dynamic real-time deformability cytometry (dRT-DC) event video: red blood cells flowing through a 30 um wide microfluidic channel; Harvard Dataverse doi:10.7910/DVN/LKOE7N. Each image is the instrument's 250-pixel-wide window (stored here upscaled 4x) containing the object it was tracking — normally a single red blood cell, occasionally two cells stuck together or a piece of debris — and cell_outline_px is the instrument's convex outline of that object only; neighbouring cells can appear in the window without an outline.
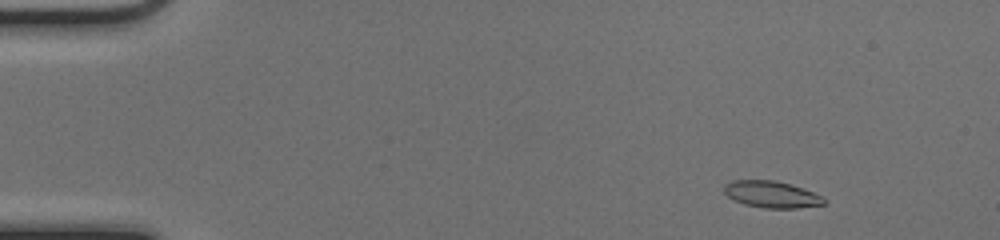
{"species": "common noctule bat (a hibernating species)", "species_latin": "Nyctalus noctula", "temperature_condition": "cold", "stored_images_in_passage": 48, "camera_frame_rate_fps": 3000, "um_per_image_px": 0.085, "animal": {"sex": "female", "body_mass_g": 17.0, "forearm_length_mm": 48.0}, "frame": {"image": 1, "passage_image": 3, "time_ms": 0.667, "image_size_px": [1000, 240], "cell_outline_px": [[824, 204], [796, 208], [764, 208], [744, 204], [728, 196], [724, 192], [724, 184], [732, 180], [776, 180], [824, 196]], "centroid_in_image_um": [65.55, 16.52], "position_along_channel_um": 19.4, "area_um2": 15.32}}
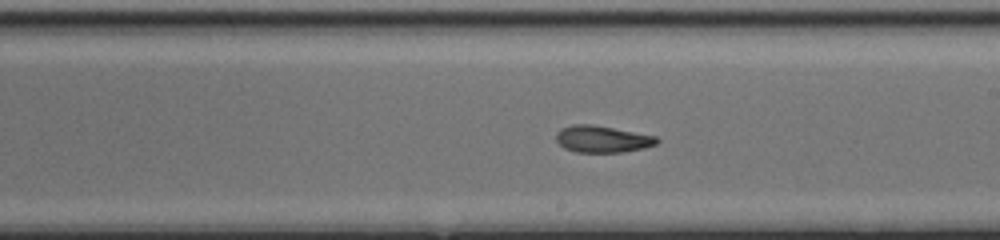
{"frame": {"image": 2, "passage_image": 27, "time_ms": 8.667, "image_size_px": [1000, 240], "cell_outline_px": [[660, 140], [656, 144], [644, 148], [620, 152], [576, 152], [564, 148], [556, 140], [556, 132], [560, 128], [572, 124], [592, 124], [656, 136]], "centroid_in_image_um": [51.17, 11.81], "position_along_channel_um": 237.8, "area_um2": 15.72}}
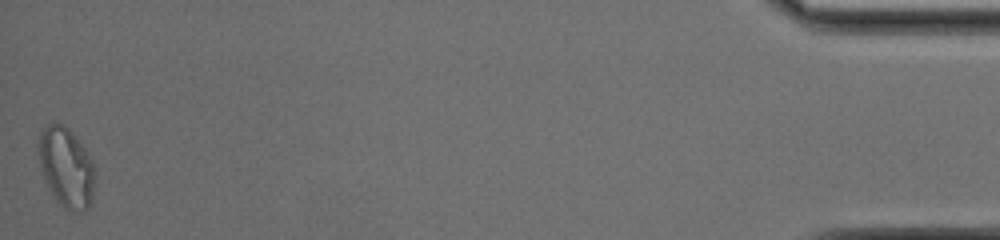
{"frame": {"image": 3, "passage_image": 48, "time_ms": 15.667, "image_size_px": [1000, 240], "cell_outline_px": [[92, 200], [88, 208], [84, 212], [72, 212], [64, 208], [56, 200], [44, 176], [36, 152], [36, 144], [40, 132], [48, 124], [64, 124], [72, 132], [84, 148], [92, 160]], "centroid_in_image_um": [5.59, 14.21], "position_along_channel_um": 429.6, "area_um2": 25.89}, "authors_computed_cell_mechanics": {"area_um2": 16.184, "velocity_mm_per_s": 4.0895, "shape_relaxation_time_tau1_ms": 7.1205, "shape_relaxation_time_tau2_ms": 2.5785, "deformation_change_tau1": 0.2433, "deformation_change_tau2": 0.098}}